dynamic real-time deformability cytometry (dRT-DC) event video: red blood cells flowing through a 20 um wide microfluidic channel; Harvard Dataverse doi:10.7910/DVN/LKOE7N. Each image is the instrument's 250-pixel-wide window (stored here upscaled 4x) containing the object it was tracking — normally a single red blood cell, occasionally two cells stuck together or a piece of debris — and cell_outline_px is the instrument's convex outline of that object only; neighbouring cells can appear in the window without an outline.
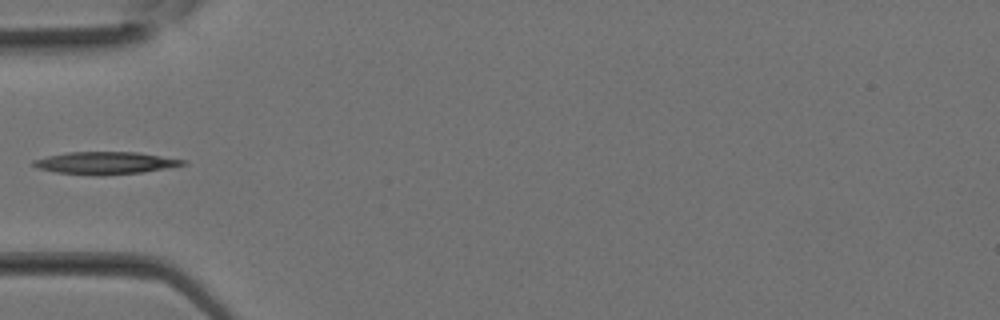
{"species": "Egyptian fruit bat (a non-hibernating species)", "species_latin": "Rousettus aegyptiacus", "temperature_condition": "room temperature", "stored_images_in_passage": 11, "segment_of_instrument_passage": [2, 2], "camera_frame_rate_fps": 3000, "um_per_image_px": 0.085, "animal": {"sex": "female"}, "frame": {"image": 1, "passage_image": 10, "time_ms": 3.0, "image_size_px": [1000, 320], "cell_outline_px": [[188, 164], [140, 172], [104, 176], [96, 176], [56, 172], [36, 168], [32, 164], [32, 160], [64, 152], [136, 152], [188, 160]], "centroid_in_image_um": [8.93, 13.85], "position_along_channel_um": 76.1, "area_um2": 19.59}}